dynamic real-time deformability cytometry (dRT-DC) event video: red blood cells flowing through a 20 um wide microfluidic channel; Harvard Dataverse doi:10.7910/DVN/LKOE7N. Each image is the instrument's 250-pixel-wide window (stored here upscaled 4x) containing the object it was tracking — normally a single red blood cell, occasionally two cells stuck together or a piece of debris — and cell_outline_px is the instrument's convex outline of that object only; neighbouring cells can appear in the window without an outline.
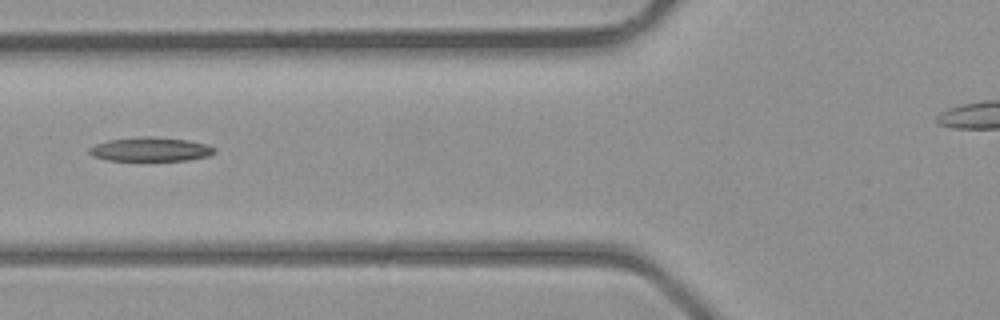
{"species": "common noctule bat (a hibernating species)", "species_latin": "Nyctalus noctula", "temperature_condition": "room temperature", "stored_images_in_passage": 2, "camera_frame_rate_fps": 3000, "um_per_image_px": 0.085, "animal": {"sex": "male", "body_mass_g": 23.1, "forearm_length_mm": 52.7}, "frame": {"image": 1, "passage_image": 2, "time_ms": 1.0, "image_size_px": [1000, 320], "cell_outline_px": [[216, 152], [212, 156], [188, 160], [108, 160], [92, 156], [88, 152], [88, 148], [96, 144], [108, 140], [140, 136], [148, 136], [188, 140], [208, 144], [216, 148]], "centroid_in_image_um": [12.84, 12.69], "position_along_channel_um": 113.0, "area_um2": 17.69}}